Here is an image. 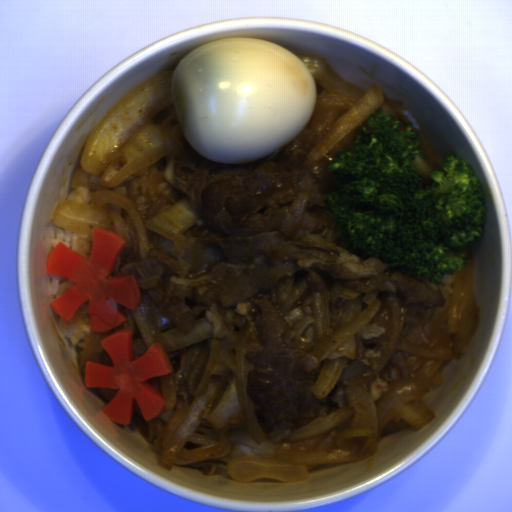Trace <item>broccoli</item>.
Segmentation results:
<instances>
[{
    "label": "broccoli",
    "mask_w": 512,
    "mask_h": 512,
    "mask_svg": "<svg viewBox=\"0 0 512 512\" xmlns=\"http://www.w3.org/2000/svg\"><path fill=\"white\" fill-rule=\"evenodd\" d=\"M322 201L349 253L377 259L428 284L461 272L486 228L482 180L449 154L436 169L422 158L409 122L372 110L352 143L328 165Z\"/></svg>",
    "instance_id": "1"
}]
</instances>
